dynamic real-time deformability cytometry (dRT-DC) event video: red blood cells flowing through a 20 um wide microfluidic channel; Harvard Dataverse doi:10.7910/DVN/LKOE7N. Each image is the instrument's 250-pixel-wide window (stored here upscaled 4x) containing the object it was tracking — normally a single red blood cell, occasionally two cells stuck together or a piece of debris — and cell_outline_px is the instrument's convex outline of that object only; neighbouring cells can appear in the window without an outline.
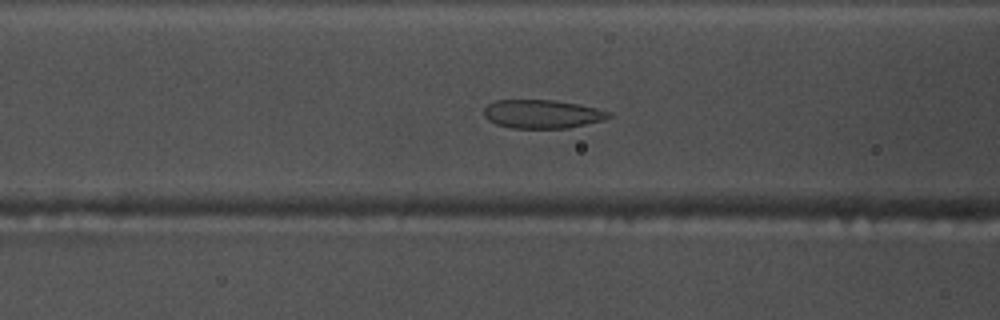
{"species": "common noctule bat (a hibernating species)", "species_latin": "Nyctalus noctula", "temperature_condition": "warm", "stored_images_in_passage": 54, "camera_frame_rate_fps": 3000, "um_per_image_px": 0.085, "animal": {"sex": "male", "body_mass_g": 17.5, "forearm_length_mm": 52.3}, "frame": {"image": 1, "passage_image": 20, "time_ms": 6.333, "image_size_px": [1000, 320], "cell_outline_px": [[612, 116], [604, 120], [568, 128], [508, 128], [496, 124], [488, 120], [484, 116], [484, 108], [488, 104], [496, 100], [556, 100], [596, 108], [612, 112]], "centroid_in_image_um": [46.08, 9.7], "position_along_channel_um": 120.5, "area_um2": 20.87}}
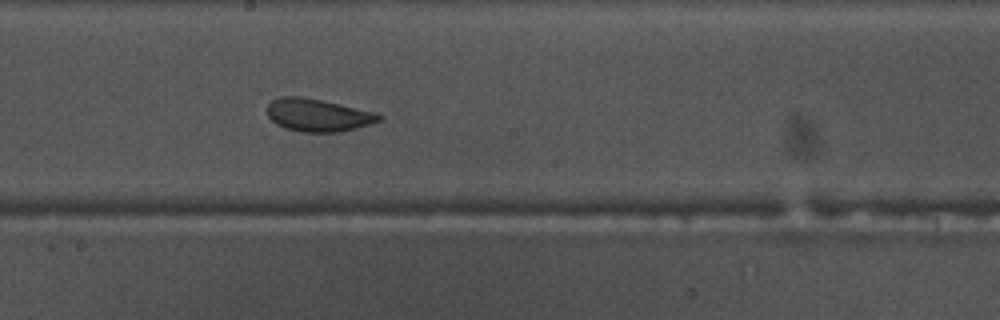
{"frame": {"image": 2, "passage_image": 28, "time_ms": 9.0, "image_size_px": [1000, 320], "cell_outline_px": [[384, 116], [380, 120], [356, 128], [340, 132], [304, 132], [284, 128], [276, 124], [268, 116], [268, 104], [272, 100], [280, 96], [300, 96], [324, 100], [380, 112]], "centroid_in_image_um": [27.07, 9.77], "position_along_channel_um": 221.1, "area_um2": 21.62}}
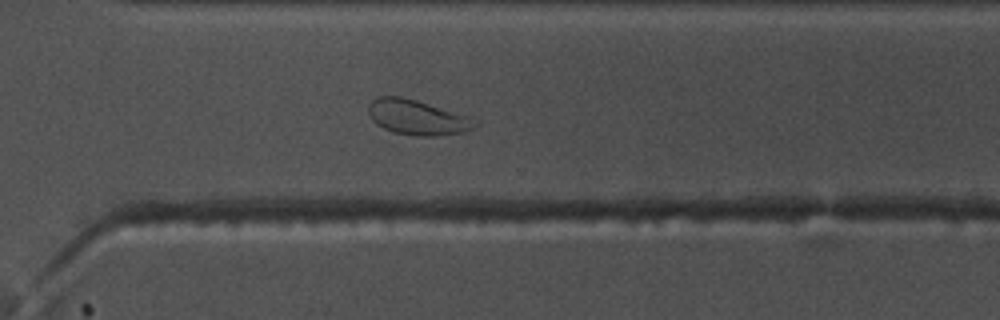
{"frame": {"image": 3, "passage_image": 37, "time_ms": 12.0, "image_size_px": [1000, 320], "cell_outline_px": [[480, 124], [464, 132], [436, 136], [416, 136], [392, 132], [376, 124], [372, 120], [368, 112], [368, 104], [376, 96], [400, 96], [416, 100], [428, 104], [460, 116]], "centroid_in_image_um": [35.33, 9.99], "position_along_channel_um": 335.3, "area_um2": 21.1}, "authors_computed_cell_mechanics": {"area_um2": 24.1893, "velocity_mm_per_s": 3.7903, "shape_relaxation_time_tau1_ms": null, "shape_relaxation_time_tau2_ms": 1.3225, "deformation_change_tau1": null, "deformation_change_tau2": 0.0699}}